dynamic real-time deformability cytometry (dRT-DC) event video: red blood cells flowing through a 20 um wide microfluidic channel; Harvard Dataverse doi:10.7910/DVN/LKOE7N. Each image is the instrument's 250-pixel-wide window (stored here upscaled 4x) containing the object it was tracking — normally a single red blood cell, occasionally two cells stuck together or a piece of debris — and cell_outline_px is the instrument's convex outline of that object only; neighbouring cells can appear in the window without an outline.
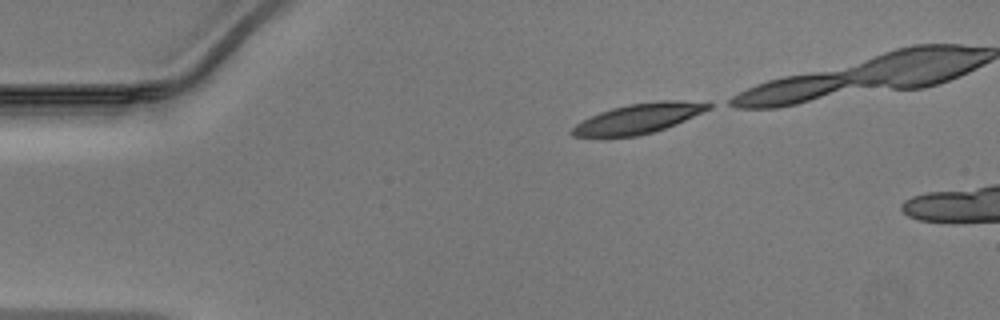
{"species": "Egyptian fruit bat (a non-hibernating species)", "species_latin": "Rousettus aegyptiacus", "temperature_condition": "warm", "stored_images_in_passage": 32, "camera_frame_rate_fps": 3000, "um_per_image_px": 0.085, "animal": {"sex": "male"}, "frame": {"image": 1, "passage_image": 1, "time_ms": 0.0, "image_size_px": [1000, 320], "cell_outline_px": [[712, 108], [676, 124], [652, 132], [636, 136], [572, 136], [568, 132], [576, 124], [600, 112], [612, 108], [628, 104], [660, 100], [672, 100], [712, 104]], "centroid_in_image_um": [54.26, 10.07], "position_along_channel_um": 30.7, "area_um2": 23.24}}
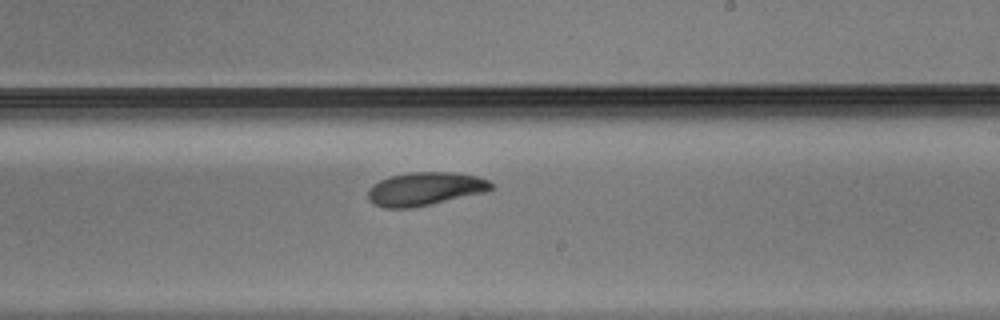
{"frame": {"image": 2, "passage_image": 21, "time_ms": 6.667, "image_size_px": [1000, 320], "cell_outline_px": [[492, 188], [484, 192], [432, 204], [412, 208], [384, 208], [372, 204], [368, 200], [368, 192], [380, 180], [392, 176], [412, 172], [456, 172], [476, 176], [488, 180], [492, 184]], "centroid_in_image_um": [36.12, 16.06], "position_along_channel_um": 252.9, "area_um2": 23.7}}
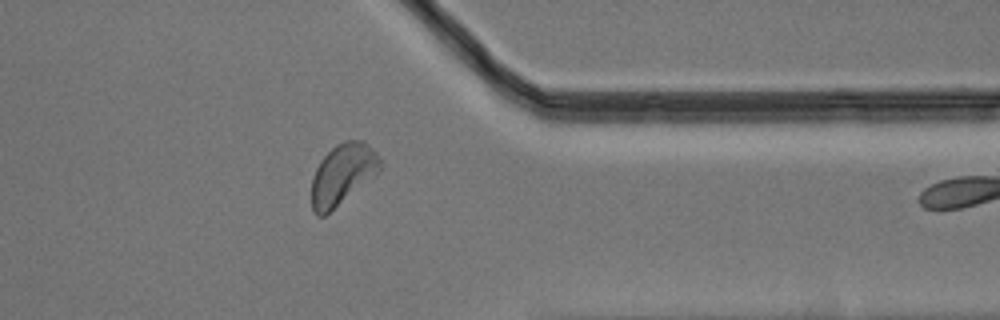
{"frame": {"image": 3, "passage_image": 31, "time_ms": 10.0, "image_size_px": [1000, 320], "cell_outline_px": [[380, 168], [372, 176], [324, 216], [316, 216], [312, 212], [312, 180], [316, 168], [320, 160], [336, 144], [344, 140], [360, 140], [368, 144], [376, 152], [380, 160]], "centroid_in_image_um": [29.07, 14.79], "position_along_channel_um": 382.3, "area_um2": 23.58}}